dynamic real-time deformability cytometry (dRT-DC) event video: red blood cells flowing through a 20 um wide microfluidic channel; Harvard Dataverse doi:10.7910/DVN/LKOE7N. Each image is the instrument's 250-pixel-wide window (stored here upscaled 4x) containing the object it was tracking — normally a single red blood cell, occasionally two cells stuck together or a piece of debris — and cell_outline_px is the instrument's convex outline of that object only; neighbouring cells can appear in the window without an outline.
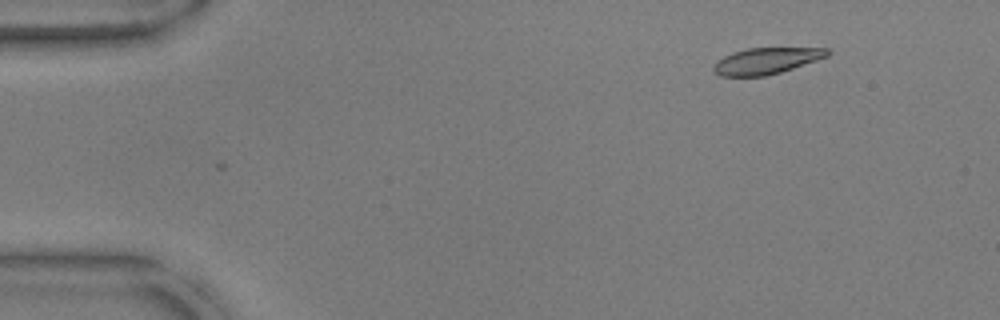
{"species": "common noctule bat (a hibernating species)", "species_latin": "Nyctalus noctula", "temperature_condition": "warm", "stored_images_in_passage": 7, "camera_frame_rate_fps": 3000, "um_per_image_px": 0.085, "animal": {"sex": "male", "body_mass_g": 17.9, "forearm_length_mm": 54.2}, "frame": {"image": 1, "passage_image": 7, "time_ms": 2.0, "image_size_px": [1000, 320], "cell_outline_px": [[832, 52], [828, 56], [780, 72], [764, 76], [720, 76], [712, 68], [716, 60], [732, 52], [748, 48], [828, 48]], "centroid_in_image_um": [65.12, 5.16], "position_along_channel_um": 19.9, "area_um2": 17.34}}